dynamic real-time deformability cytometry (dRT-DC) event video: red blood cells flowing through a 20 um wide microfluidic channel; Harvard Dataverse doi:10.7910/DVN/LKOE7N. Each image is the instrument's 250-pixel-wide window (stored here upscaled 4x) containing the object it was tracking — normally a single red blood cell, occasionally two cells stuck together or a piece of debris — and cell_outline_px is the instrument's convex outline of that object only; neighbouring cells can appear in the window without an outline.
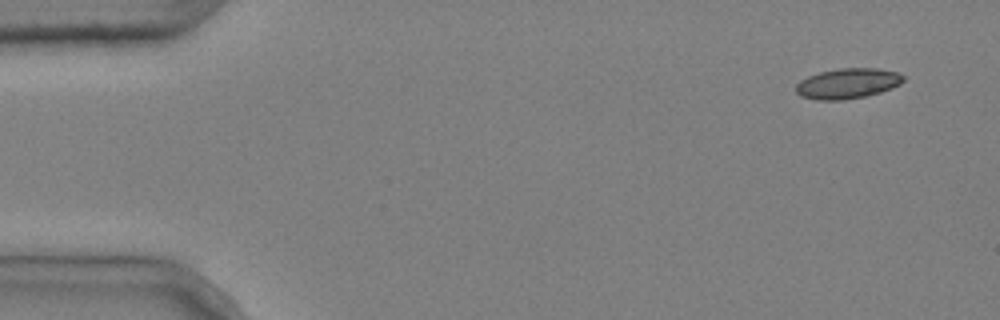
{"species": "common noctule bat (a hibernating species)", "species_latin": "Nyctalus noctula", "temperature_condition": "cold", "stored_images_in_passage": 4, "camera_frame_rate_fps": 3000, "um_per_image_px": 0.085, "animal": {"sex": "male", "body_mass_g": 20.4}, "frame": {"image": 1, "passage_image": 1, "time_ms": 0.0, "image_size_px": [1000, 320], "cell_outline_px": [[908, 76], [900, 84], [892, 88], [880, 92], [864, 96], [840, 100], [816, 100], [800, 96], [796, 92], [796, 84], [800, 80], [808, 76], [820, 72], [840, 68], [876, 68], [896, 72]], "centroid_in_image_um": [72.06, 7.09], "position_along_channel_um": 12.9, "area_um2": 19.02}}
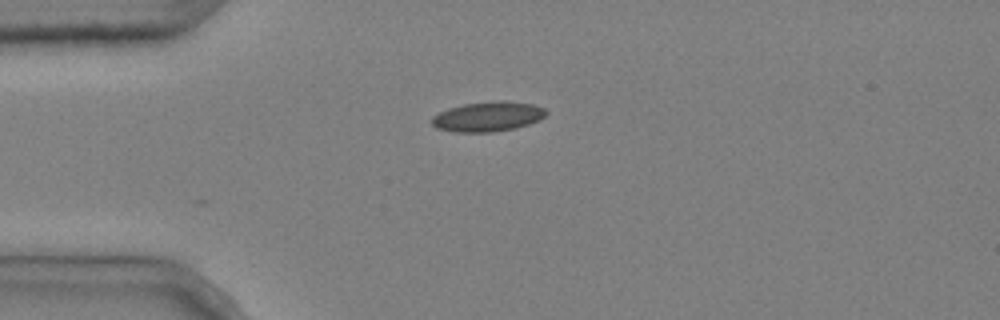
{"frame": {"image": 2, "passage_image": 4, "time_ms": 1.0, "image_size_px": [1000, 320], "cell_outline_px": [[548, 112], [540, 120], [516, 128], [492, 132], [452, 132], [436, 128], [432, 124], [432, 116], [448, 108], [464, 104], [500, 100], [532, 104], [544, 108]], "centroid_in_image_um": [41.46, 9.91], "position_along_channel_um": 43.5, "area_um2": 19.88}}